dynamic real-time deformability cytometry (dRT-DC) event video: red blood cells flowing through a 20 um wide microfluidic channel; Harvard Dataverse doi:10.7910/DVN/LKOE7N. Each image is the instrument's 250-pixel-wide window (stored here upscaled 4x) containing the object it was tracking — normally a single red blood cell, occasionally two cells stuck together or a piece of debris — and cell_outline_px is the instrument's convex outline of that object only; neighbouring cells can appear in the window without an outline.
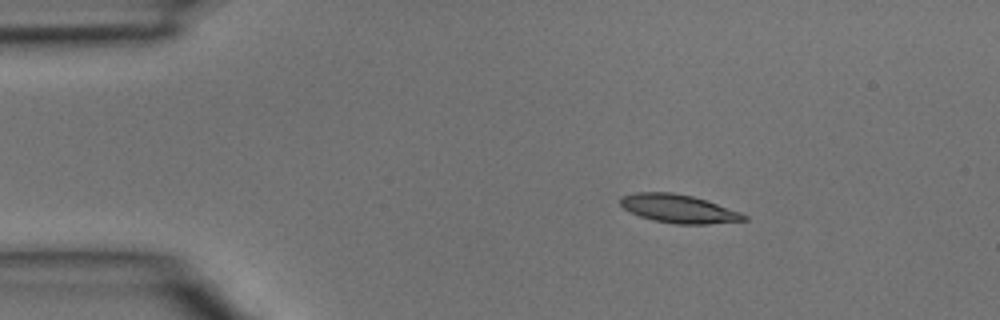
{"species": "common noctule bat (a hibernating species)", "species_latin": "Nyctalus noctula", "temperature_condition": "room temperature", "stored_images_in_passage": 2, "camera_frame_rate_fps": 3000, "um_per_image_px": 0.085, "animal": {"sex": "male", "body_mass_g": 15.6}, "frame": {"image": 1, "passage_image": 1, "time_ms": 0.0, "image_size_px": [1000, 320], "cell_outline_px": [[748, 220], [708, 224], [676, 224], [652, 220], [640, 216], [624, 208], [620, 204], [620, 196], [636, 192], [672, 192], [692, 196], [740, 212], [748, 216]], "centroid_in_image_um": [57.66, 17.74], "position_along_channel_um": 27.3, "area_um2": 20.29}}